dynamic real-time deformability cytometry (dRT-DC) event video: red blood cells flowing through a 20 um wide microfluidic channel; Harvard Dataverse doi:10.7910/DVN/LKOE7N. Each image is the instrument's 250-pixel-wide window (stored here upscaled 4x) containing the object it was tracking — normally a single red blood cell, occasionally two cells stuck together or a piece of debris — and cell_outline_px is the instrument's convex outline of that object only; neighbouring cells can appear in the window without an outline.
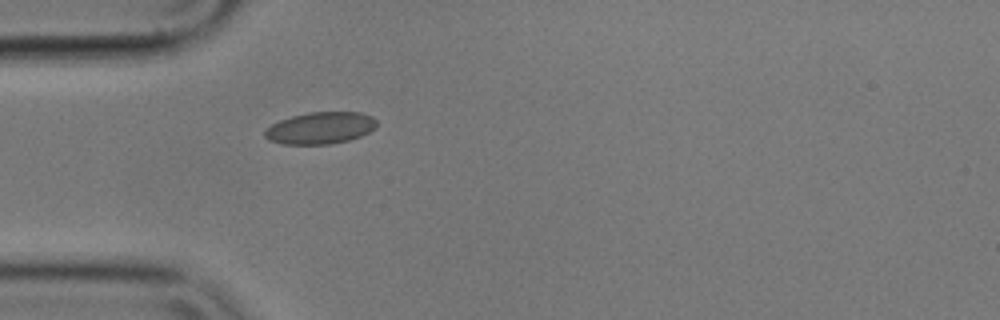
{"species": "common noctule bat (a hibernating species)", "species_latin": "Nyctalus noctula", "temperature_condition": "cold", "stored_images_in_passage": 41, "camera_frame_rate_fps": 3000, "um_per_image_px": 0.085, "animal": {"sex": "male", "body_mass_g": 17.9}, "frame": {"image": 1, "passage_image": 1, "time_ms": 0.0, "image_size_px": [1000, 320], "cell_outline_px": [[376, 128], [360, 136], [348, 140], [332, 144], [280, 144], [268, 140], [264, 136], [264, 132], [272, 124], [280, 120], [292, 116], [308, 112], [360, 112], [372, 116], [376, 120]], "centroid_in_image_um": [27.23, 10.88], "position_along_channel_um": 57.8, "area_um2": 20.81}}
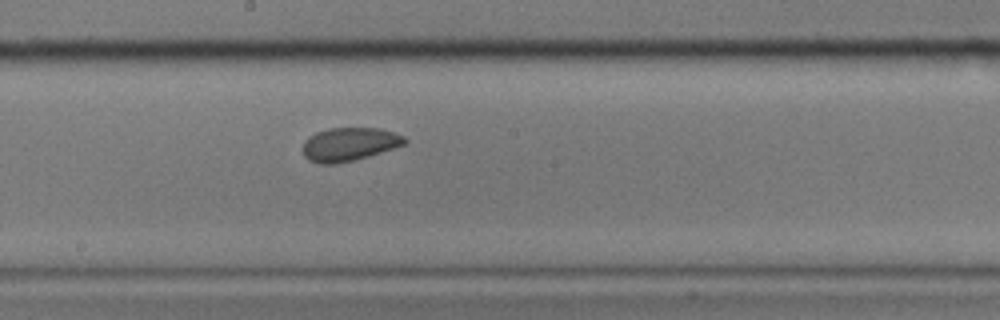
{"frame": {"image": 2, "passage_image": 15, "time_ms": 4.667, "image_size_px": [1000, 320], "cell_outline_px": [[408, 140], [404, 144], [368, 156], [336, 164], [320, 164], [308, 160], [304, 156], [304, 140], [308, 136], [316, 132], [328, 128], [380, 128], [404, 136]], "centroid_in_image_um": [29.65, 12.25], "position_along_channel_um": 218.5, "area_um2": 19.71}}
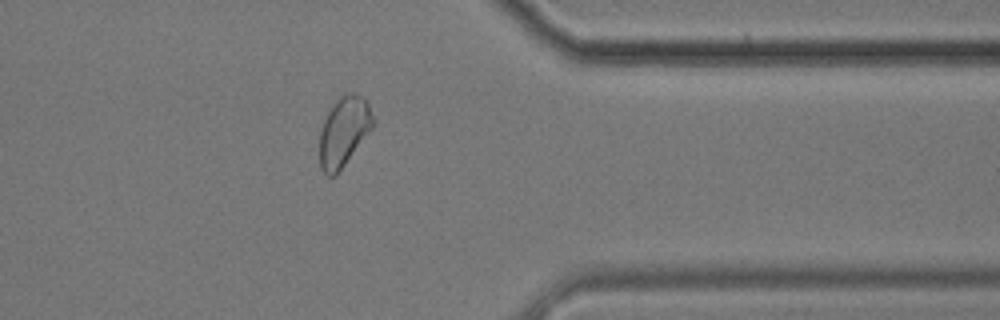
{"frame": {"image": 3, "passage_image": 30, "time_ms": 9.667, "image_size_px": [1000, 320], "cell_outline_px": [[372, 128], [336, 176], [328, 176], [320, 168], [320, 132], [324, 120], [332, 104], [340, 96], [348, 92], [356, 92], [368, 100], [372, 116]], "centroid_in_image_um": [29.22, 11.16], "position_along_channel_um": 382.2, "area_um2": 21.56}, "authors_computed_cell_mechanics": {"area_um2": 20.4612, "velocity_mm_per_s": 3.5095, "shape_relaxation_time_tau1_ms": null, "shape_relaxation_time_tau2_ms": 3.5315, "deformation_change_tau1": null, "deformation_change_tau2": 0.0571}}